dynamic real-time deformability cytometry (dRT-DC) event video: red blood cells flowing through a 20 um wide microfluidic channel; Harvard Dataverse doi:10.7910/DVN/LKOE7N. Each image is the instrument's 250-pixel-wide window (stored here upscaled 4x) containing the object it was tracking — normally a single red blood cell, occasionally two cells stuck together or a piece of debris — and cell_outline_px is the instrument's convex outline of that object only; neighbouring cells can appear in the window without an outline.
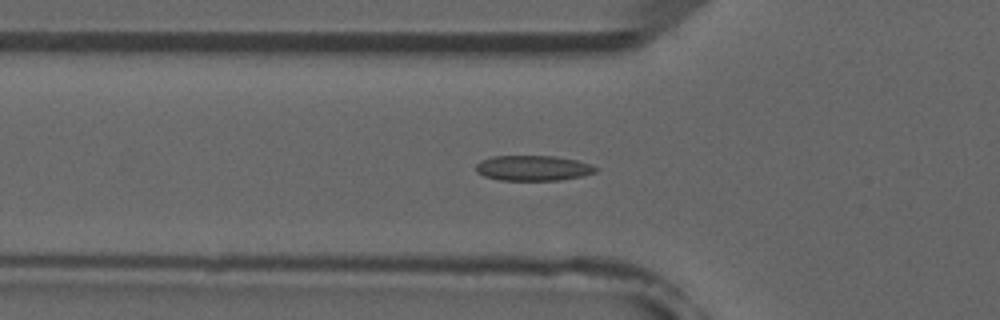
{"species": "common noctule bat (a hibernating species)", "species_latin": "Nyctalus noctula", "temperature_condition": "room temperature", "stored_images_in_passage": 52, "camera_frame_rate_fps": 3000, "um_per_image_px": 0.085, "animal": {"sex": "male", "forearm_length_mm": 52.5}, "frame": {"image": 1, "passage_image": 18, "time_ms": 5.667, "image_size_px": [1000, 320], "cell_outline_px": [[600, 168], [596, 172], [584, 176], [560, 180], [500, 180], [484, 176], [476, 172], [476, 164], [480, 160], [492, 156], [556, 156], [576, 160], [592, 164]], "centroid_in_image_um": [45.34, 14.28], "position_along_channel_um": 80.5, "area_um2": 17.86}}
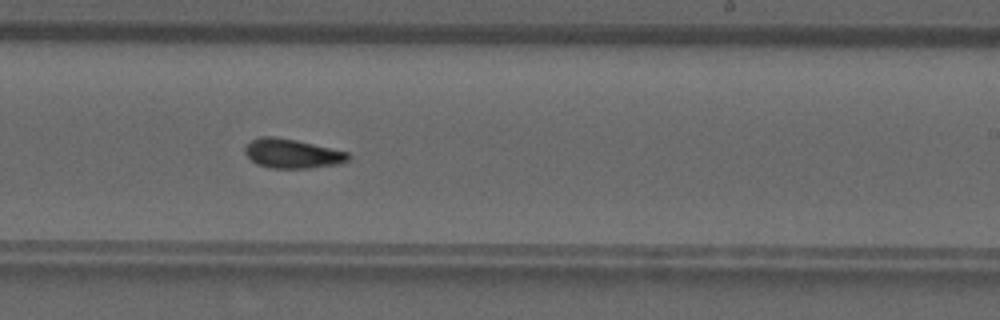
{"frame": {"image": 2, "passage_image": 32, "time_ms": 10.333, "image_size_px": [1000, 320], "cell_outline_px": [[352, 156], [348, 160], [340, 164], [308, 168], [272, 168], [256, 164], [244, 152], [244, 148], [252, 140], [260, 136], [272, 136], [296, 140], [348, 152]], "centroid_in_image_um": [24.85, 13.06], "position_along_channel_um": 264.2, "area_um2": 17.57}}
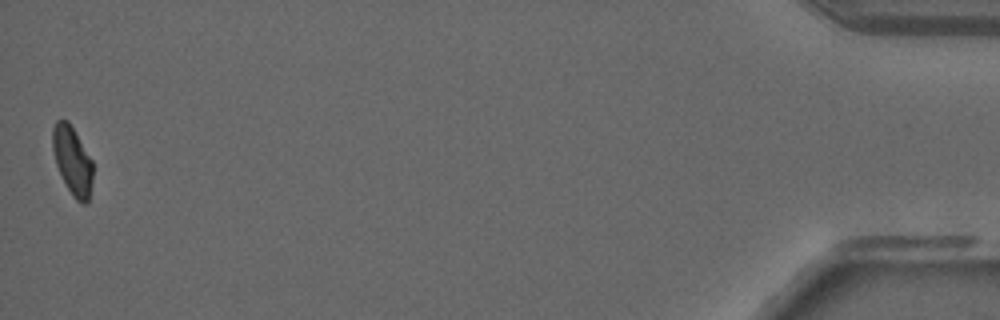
{"frame": {"image": 3, "passage_image": 52, "time_ms": 17.0, "image_size_px": [1000, 320], "cell_outline_px": [[92, 180], [88, 204], [80, 204], [72, 196], [56, 164], [52, 148], [52, 128], [56, 120], [68, 120], [92, 160]], "centroid_in_image_um": [6.15, 13.66], "position_along_channel_um": 429.0, "area_um2": 15.95}, "authors_computed_cell_mechanics": {"area_um2": 17.3689, "velocity_mm_per_s": 3.9313, "shape_relaxation_time_tau1_ms": 10.1662, "shape_relaxation_time_tau2_ms": 3.2771, "deformation_change_tau1": 0.1937, "deformation_change_tau2": 0.0893}}